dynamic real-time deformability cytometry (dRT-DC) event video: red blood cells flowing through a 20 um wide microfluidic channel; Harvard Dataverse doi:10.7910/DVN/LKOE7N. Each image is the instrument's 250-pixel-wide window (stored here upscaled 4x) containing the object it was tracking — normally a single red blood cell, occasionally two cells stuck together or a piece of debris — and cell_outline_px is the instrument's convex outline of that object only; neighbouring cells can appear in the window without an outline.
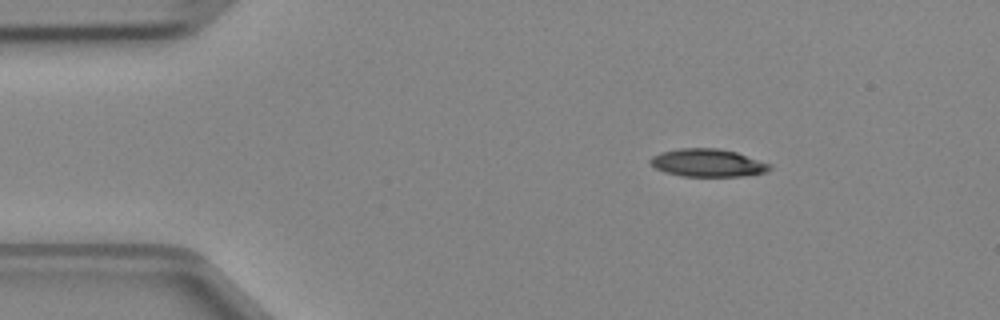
{"species": "Egyptian fruit bat (a non-hibernating species)", "species_latin": "Rousettus aegyptiacus", "temperature_condition": "cold", "stored_images_in_passage": 4, "camera_frame_rate_fps": 3000, "um_per_image_px": 0.085, "animal": {"sex": "female"}, "frame": {"image": 1, "passage_image": 1, "time_ms": 0.0, "image_size_px": [1000, 320], "cell_outline_px": [[772, 168], [768, 172], [744, 176], [680, 176], [664, 172], [656, 168], [648, 160], [652, 156], [660, 152], [680, 148], [716, 148], [736, 152], [772, 164]], "centroid_in_image_um": [60.17, 13.84], "position_along_channel_um": 24.8, "area_um2": 19.48}}
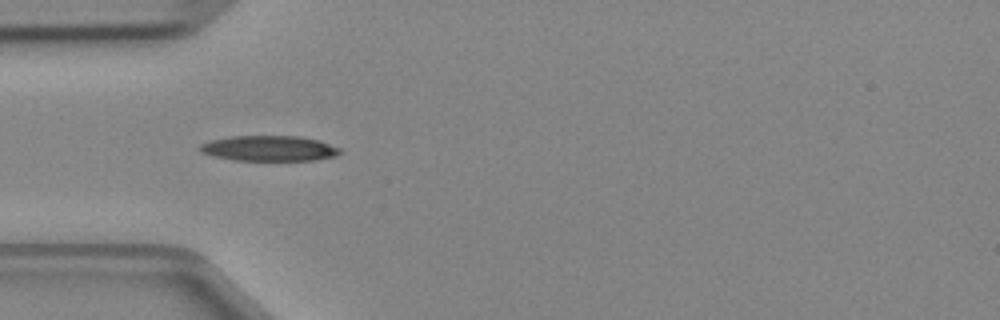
{"frame": {"image": 2, "passage_image": 3, "time_ms": 0.667, "image_size_px": [1000, 320], "cell_outline_px": [[344, 152], [336, 156], [316, 160], [236, 160], [216, 156], [200, 152], [196, 148], [200, 144], [212, 140], [232, 136], [300, 136], [320, 140], [340, 148]], "centroid_in_image_um": [22.92, 12.61], "position_along_channel_um": 62.1, "area_um2": 20.81}}